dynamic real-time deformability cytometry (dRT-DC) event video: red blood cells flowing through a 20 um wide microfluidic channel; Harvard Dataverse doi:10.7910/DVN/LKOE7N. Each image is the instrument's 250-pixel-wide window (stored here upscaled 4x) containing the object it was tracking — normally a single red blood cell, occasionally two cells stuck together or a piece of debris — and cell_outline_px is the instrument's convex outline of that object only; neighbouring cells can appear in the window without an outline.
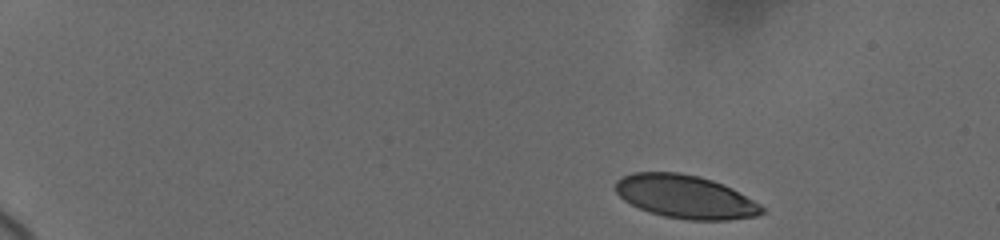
{"species": "human", "species_latin": "Homo sapiens", "temperature_condition": "cold", "stored_images_in_passage": 20, "camera_frame_rate_fps": 3000, "um_per_image_px": 0.085, "donor": {"sex": "female"}, "frame": {"image": 1, "passage_image": 1, "time_ms": 0.0, "image_size_px": [1000, 240], "cell_outline_px": [[764, 212], [756, 216], [728, 220], [688, 220], [664, 216], [640, 208], [624, 200], [616, 192], [616, 180], [632, 172], [680, 172], [712, 180], [732, 188], [760, 204], [764, 208]], "centroid_in_image_um": [58.26, 16.72], "position_along_channel_um": 26.7, "area_um2": 36.65}}
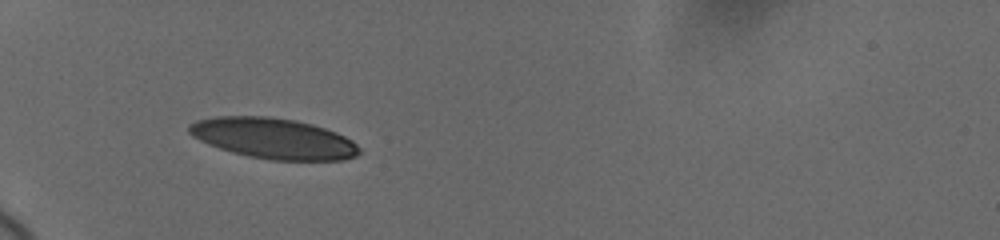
{"frame": {"image": 2, "passage_image": 14, "time_ms": 4.0, "image_size_px": [1000, 240], "cell_outline_px": [[360, 152], [356, 156], [344, 160], [272, 160], [248, 156], [232, 152], [208, 144], [192, 136], [188, 132], [188, 124], [196, 120], [216, 116], [268, 116], [296, 120], [312, 124], [336, 132], [352, 140], [360, 148]], "centroid_in_image_um": [23.23, 11.76], "position_along_channel_um": 61.8, "area_um2": 40.4}}
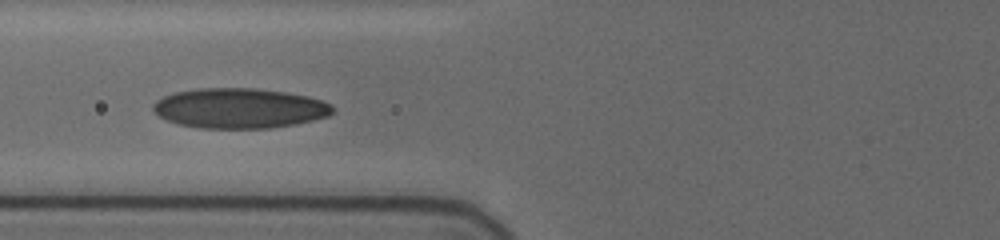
{"frame": {"image": 3, "passage_image": 19, "time_ms": 5.667, "image_size_px": [1000, 240], "cell_outline_px": [[332, 112], [328, 116], [296, 124], [268, 128], [196, 128], [176, 124], [152, 112], [152, 104], [156, 100], [164, 96], [176, 92], [196, 88], [256, 88], [284, 92], [308, 96], [320, 100], [328, 104], [332, 108]], "centroid_in_image_um": [20.29, 9.2], "position_along_channel_um": 105.5, "area_um2": 41.91}}